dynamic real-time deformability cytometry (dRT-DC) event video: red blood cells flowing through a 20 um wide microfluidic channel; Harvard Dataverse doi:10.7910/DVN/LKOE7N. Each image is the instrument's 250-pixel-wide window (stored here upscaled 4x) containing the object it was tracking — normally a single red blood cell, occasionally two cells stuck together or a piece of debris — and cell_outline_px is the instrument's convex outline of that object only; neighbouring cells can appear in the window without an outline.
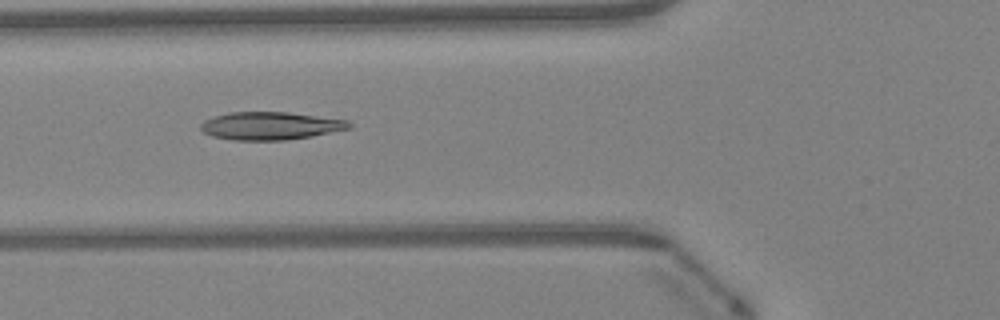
{"species": "Egyptian fruit bat (a non-hibernating species)", "species_latin": "Rousettus aegyptiacus", "temperature_condition": "warm", "stored_images_in_passage": 32, "camera_frame_rate_fps": 3000, "um_per_image_px": 0.085, "animal": {"sex": "female"}, "frame": {"image": 1, "passage_image": 7, "time_ms": 2.0, "image_size_px": [1000, 320], "cell_outline_px": [[352, 128], [312, 136], [284, 140], [232, 140], [212, 136], [204, 132], [200, 128], [200, 124], [204, 120], [228, 112], [288, 112], [348, 120], [352, 124]], "centroid_in_image_um": [22.99, 10.69], "position_along_channel_um": 102.8, "area_um2": 24.1}}
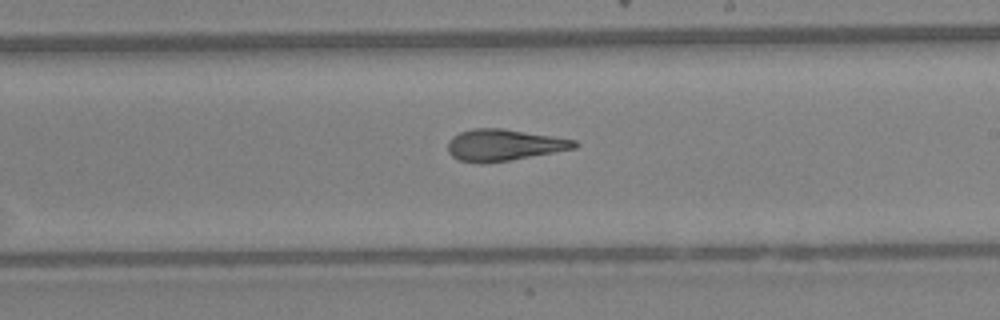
{"frame": {"image": 2, "passage_image": 17, "time_ms": 5.333, "image_size_px": [1000, 320], "cell_outline_px": [[580, 144], [576, 148], [508, 160], [480, 164], [476, 164], [460, 160], [452, 156], [448, 152], [448, 140], [452, 136], [460, 132], [472, 128], [500, 128], [552, 136], [576, 140]], "centroid_in_image_um": [42.79, 12.32], "position_along_channel_um": 246.2, "area_um2": 23.18}}
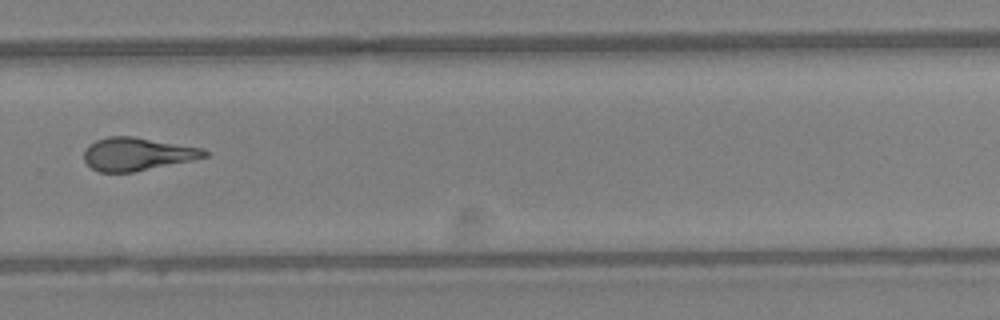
{"frame": {"image": 3, "passage_image": 22, "time_ms": 7.0, "image_size_px": [1000, 320], "cell_outline_px": [[208, 156], [192, 160], [132, 172], [100, 172], [92, 168], [84, 160], [84, 148], [88, 144], [96, 140], [108, 136], [132, 136], [204, 148], [208, 152]], "centroid_in_image_um": [11.64, 13.08], "position_along_channel_um": 318.2, "area_um2": 23.12}, "authors_computed_cell_mechanics": {"area_um2": 23.2356, "velocity_mm_per_s": 4.3101, "shape_relaxation_time_tau1_ms": 9.8343, "shape_relaxation_time_tau2_ms": 2.1163, "deformation_change_tau1": 0.2761, "deformation_change_tau2": 0.1117}}